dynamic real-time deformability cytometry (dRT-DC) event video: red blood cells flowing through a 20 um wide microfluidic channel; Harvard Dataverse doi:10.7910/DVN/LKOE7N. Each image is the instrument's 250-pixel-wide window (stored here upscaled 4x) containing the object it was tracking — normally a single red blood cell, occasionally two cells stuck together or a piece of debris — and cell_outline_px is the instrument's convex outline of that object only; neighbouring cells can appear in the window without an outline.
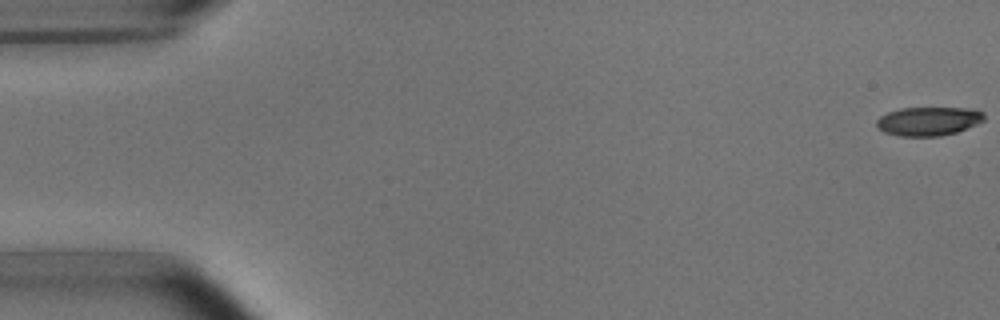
{"species": "common noctule bat (a hibernating species)", "species_latin": "Nyctalus noctula", "temperature_condition": "room temperature", "stored_images_in_passage": 5, "camera_frame_rate_fps": 3000, "um_per_image_px": 0.085, "animal": {"sex": "male", "body_mass_g": 15.6}, "frame": {"image": 1, "passage_image": 1, "time_ms": 0.0, "image_size_px": [1000, 320], "cell_outline_px": [[984, 120], [976, 124], [956, 132], [940, 136], [900, 136], [884, 132], [876, 124], [876, 120], [880, 116], [888, 112], [900, 108], [968, 108], [984, 112]], "centroid_in_image_um": [78.91, 10.3], "position_along_channel_um": 6.1, "area_um2": 17.92}}
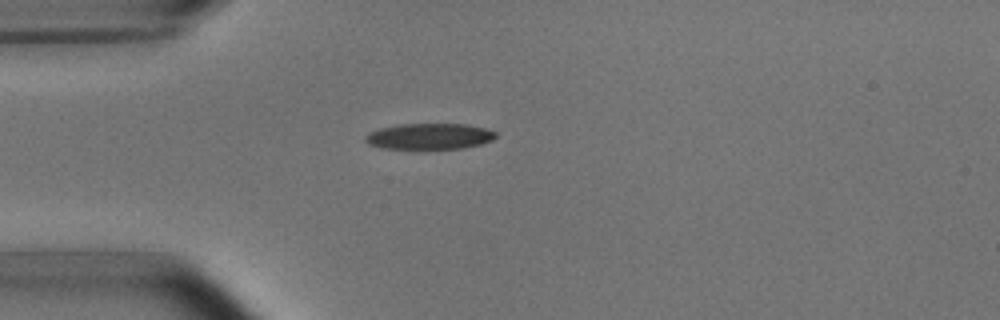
{"frame": {"image": 2, "passage_image": 5, "time_ms": 4.667, "image_size_px": [1000, 320], "cell_outline_px": [[496, 136], [492, 140], [480, 144], [464, 148], [384, 148], [368, 144], [364, 140], [364, 136], [368, 132], [380, 128], [396, 124], [464, 124], [484, 128], [496, 132]], "centroid_in_image_um": [36.46, 11.58], "position_along_channel_um": 48.5, "area_um2": 19.59}}